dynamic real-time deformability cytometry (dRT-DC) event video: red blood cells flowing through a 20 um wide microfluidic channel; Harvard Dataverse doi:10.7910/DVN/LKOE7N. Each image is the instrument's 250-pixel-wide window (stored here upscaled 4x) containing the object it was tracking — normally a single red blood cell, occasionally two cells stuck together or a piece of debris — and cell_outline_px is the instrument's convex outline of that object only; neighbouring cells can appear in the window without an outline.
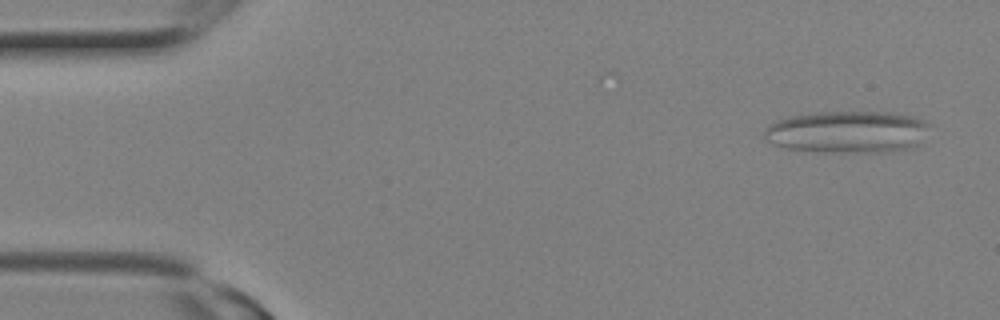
{"species": "Egyptian fruit bat (a non-hibernating species)", "species_latin": "Rousettus aegyptiacus", "temperature_condition": "room temperature", "stored_images_in_passage": 17, "camera_frame_rate_fps": 3000, "um_per_image_px": 0.085, "animal": {"sex": "female"}, "frame": {"image": 1, "passage_image": 1, "time_ms": 0.0, "image_size_px": [1000, 320], "cell_outline_px": [[928, 124], [916, 144], [912, 148], [892, 152], [844, 152], [788, 148], [772, 144], [764, 140], [764, 128], [768, 124], [776, 120], [788, 116], [816, 112], [892, 112], [912, 116], [924, 120]], "centroid_in_image_um": [71.96, 11.2], "position_along_channel_um": 13.0, "area_um2": 40.29}}
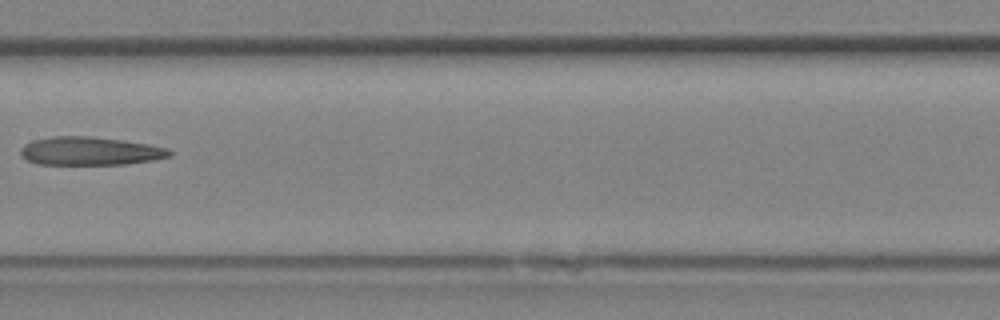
{"frame": {"image": 2, "passage_image": 12, "time_ms": 3.667, "image_size_px": [1000, 320], "cell_outline_px": [[172, 156], [152, 160], [124, 164], [36, 164], [20, 156], [20, 148], [24, 144], [32, 140], [52, 136], [92, 136], [124, 140], [148, 144], [168, 148], [172, 152]], "centroid_in_image_um": [7.63, 12.83], "position_along_channel_um": 199.8, "area_um2": 24.74}}
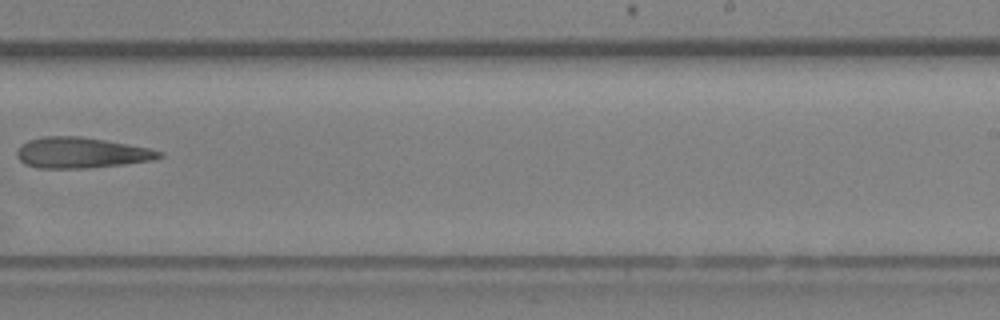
{"frame": {"image": 3, "passage_image": 15, "time_ms": 4.667, "image_size_px": [1000, 320], "cell_outline_px": [[164, 156], [152, 160], [124, 164], [88, 168], [36, 168], [24, 164], [16, 156], [16, 152], [20, 144], [28, 140], [44, 136], [80, 136], [104, 140], [148, 148], [164, 152]], "centroid_in_image_um": [6.86, 12.99], "position_along_channel_um": 282.1, "area_um2": 25.55}}